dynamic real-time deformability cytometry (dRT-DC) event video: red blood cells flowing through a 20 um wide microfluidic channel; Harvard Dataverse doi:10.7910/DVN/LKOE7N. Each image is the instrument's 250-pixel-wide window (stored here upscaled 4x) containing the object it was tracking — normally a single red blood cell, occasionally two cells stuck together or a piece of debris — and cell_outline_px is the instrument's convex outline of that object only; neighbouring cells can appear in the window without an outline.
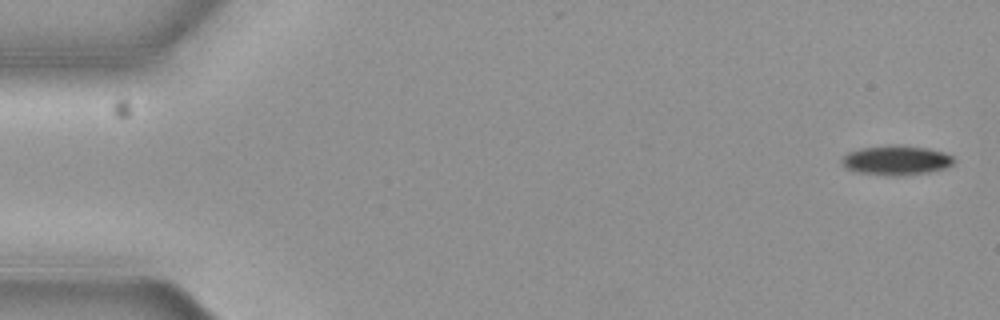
{"species": "common noctule bat (a hibernating species)", "species_latin": "Nyctalus noctula", "temperature_condition": "cold", "stored_images_in_passage": 6, "camera_frame_rate_fps": 3000, "um_per_image_px": 0.085, "animal": {"sex": "female", "body_mass_g": 19.3, "forearm_length_mm": 54.1}, "frame": {"image": 1, "passage_image": 1, "time_ms": 0.0, "image_size_px": [1000, 320], "cell_outline_px": [[952, 164], [944, 168], [928, 172], [896, 176], [888, 176], [856, 172], [848, 168], [840, 160], [848, 152], [860, 148], [892, 144], [900, 144], [928, 148], [944, 152], [952, 156]], "centroid_in_image_um": [76.16, 13.61], "position_along_channel_um": 8.8, "area_um2": 19.31}}
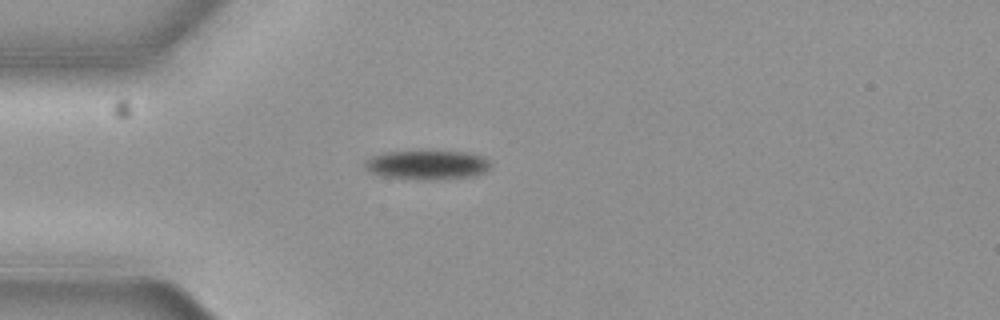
{"frame": {"image": 2, "passage_image": 5, "time_ms": 1.333, "image_size_px": [1000, 320], "cell_outline_px": [[492, 164], [484, 172], [472, 176], [428, 180], [416, 180], [380, 176], [364, 168], [364, 164], [372, 156], [384, 152], [464, 152], [480, 156], [488, 160]], "centroid_in_image_um": [36.27, 14.03], "position_along_channel_um": 48.7, "area_um2": 21.1}}